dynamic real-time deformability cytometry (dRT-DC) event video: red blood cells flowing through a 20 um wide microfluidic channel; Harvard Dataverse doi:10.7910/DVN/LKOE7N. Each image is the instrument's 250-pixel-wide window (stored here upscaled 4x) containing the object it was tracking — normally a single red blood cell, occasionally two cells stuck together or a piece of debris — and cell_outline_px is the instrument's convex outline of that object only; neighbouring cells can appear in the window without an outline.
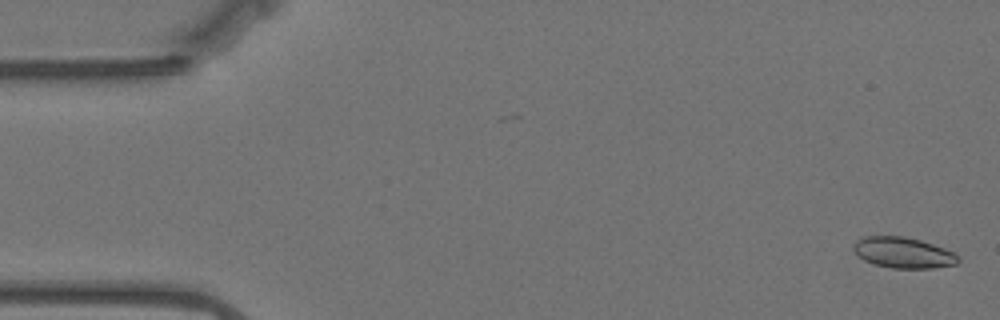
{"species": "Egyptian fruit bat (a non-hibernating species)", "species_latin": "Rousettus aegyptiacus", "temperature_condition": "warm", "stored_images_in_passage": 58, "camera_frame_rate_fps": 3000, "um_per_image_px": 0.085, "animal": {"sex": "female"}, "frame": {"image": 1, "passage_image": 2, "time_ms": 0.333, "image_size_px": [1000, 320], "cell_outline_px": [[960, 260], [956, 264], [932, 268], [892, 268], [872, 264], [864, 260], [852, 248], [856, 240], [864, 236], [904, 236], [920, 240], [944, 248], [960, 256]], "centroid_in_image_um": [76.77, 21.47], "position_along_channel_um": 8.2, "area_um2": 18.79}}
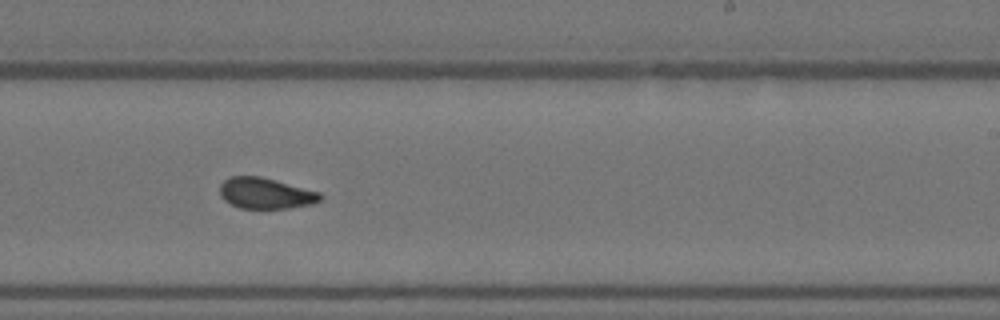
{"frame": {"image": 2, "passage_image": 35, "time_ms": 11.333, "image_size_px": [1000, 320], "cell_outline_px": [[324, 196], [320, 200], [312, 204], [288, 208], [240, 208], [224, 200], [220, 196], [220, 184], [228, 176], [260, 176], [320, 192]], "centroid_in_image_um": [22.56, 16.42], "position_along_channel_um": 266.4, "area_um2": 18.09}}
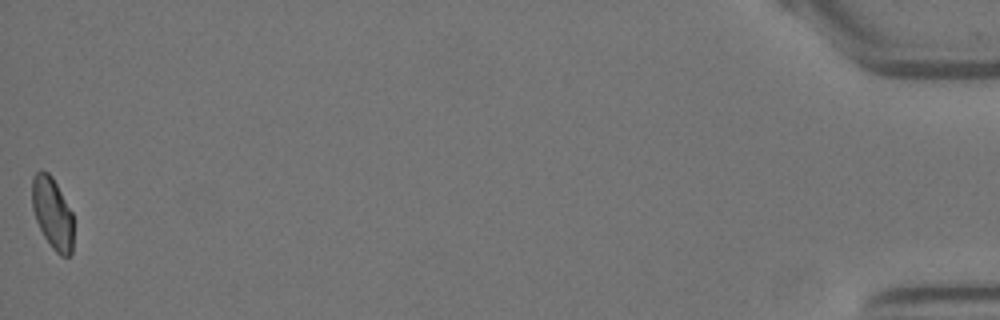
{"frame": {"image": 3, "passage_image": 58, "time_ms": 19.0, "image_size_px": [1000, 320], "cell_outline_px": [[72, 252], [68, 256], [60, 256], [52, 248], [44, 236], [36, 220], [32, 208], [32, 176], [36, 172], [48, 172], [52, 176], [72, 212]], "centroid_in_image_um": [4.44, 18.12], "position_along_channel_um": 430.8, "area_um2": 17.05}, "authors_computed_cell_mechanics": {"area_um2": 18.3804, "velocity_mm_per_s": 3.4907, "shape_relaxation_time_tau1_ms": null, "shape_relaxation_time_tau2_ms": 1.5118, "deformation_change_tau1": null, "deformation_change_tau2": 0.0416}}